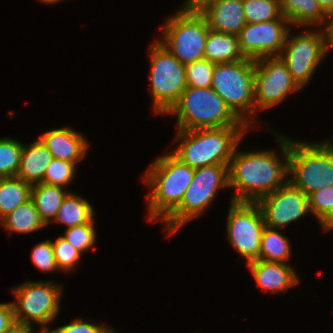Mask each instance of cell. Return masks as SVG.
Masks as SVG:
<instances>
[{"label":"cell","instance_id":"b9f144b4","mask_svg":"<svg viewBox=\"0 0 333 333\" xmlns=\"http://www.w3.org/2000/svg\"><path fill=\"white\" fill-rule=\"evenodd\" d=\"M41 2H44V3H47V4H49L50 3V5L51 4H56V3H58V2H60V1H62V0H40Z\"/></svg>","mask_w":333,"mask_h":333},{"label":"cell","instance_id":"d6986e66","mask_svg":"<svg viewBox=\"0 0 333 333\" xmlns=\"http://www.w3.org/2000/svg\"><path fill=\"white\" fill-rule=\"evenodd\" d=\"M52 158L48 148L37 138L30 145H23L16 176L30 185L42 183L45 170Z\"/></svg>","mask_w":333,"mask_h":333},{"label":"cell","instance_id":"7402d4cb","mask_svg":"<svg viewBox=\"0 0 333 333\" xmlns=\"http://www.w3.org/2000/svg\"><path fill=\"white\" fill-rule=\"evenodd\" d=\"M62 188L61 186L48 185L45 183L32 185L31 199L35 204L41 220L46 226L54 221L63 199L69 193Z\"/></svg>","mask_w":333,"mask_h":333},{"label":"cell","instance_id":"4fadbf2b","mask_svg":"<svg viewBox=\"0 0 333 333\" xmlns=\"http://www.w3.org/2000/svg\"><path fill=\"white\" fill-rule=\"evenodd\" d=\"M321 28L293 36H290L291 31H289L279 55L301 88L307 85L325 56Z\"/></svg>","mask_w":333,"mask_h":333},{"label":"cell","instance_id":"ba28073f","mask_svg":"<svg viewBox=\"0 0 333 333\" xmlns=\"http://www.w3.org/2000/svg\"><path fill=\"white\" fill-rule=\"evenodd\" d=\"M158 41L182 64L186 65L205 58V44L209 25L198 10L181 8L168 17Z\"/></svg>","mask_w":333,"mask_h":333},{"label":"cell","instance_id":"9c48e42d","mask_svg":"<svg viewBox=\"0 0 333 333\" xmlns=\"http://www.w3.org/2000/svg\"><path fill=\"white\" fill-rule=\"evenodd\" d=\"M150 46V87L154 113L166 114L188 87L185 65L158 40Z\"/></svg>","mask_w":333,"mask_h":333},{"label":"cell","instance_id":"5b68a950","mask_svg":"<svg viewBox=\"0 0 333 333\" xmlns=\"http://www.w3.org/2000/svg\"><path fill=\"white\" fill-rule=\"evenodd\" d=\"M296 142L289 138V173L288 181L300 189L306 196L333 186V143Z\"/></svg>","mask_w":333,"mask_h":333},{"label":"cell","instance_id":"d4e9b609","mask_svg":"<svg viewBox=\"0 0 333 333\" xmlns=\"http://www.w3.org/2000/svg\"><path fill=\"white\" fill-rule=\"evenodd\" d=\"M0 225L7 231L22 234L38 231L46 225L41 220L32 199L19 205L15 210L6 215Z\"/></svg>","mask_w":333,"mask_h":333},{"label":"cell","instance_id":"52a82bcc","mask_svg":"<svg viewBox=\"0 0 333 333\" xmlns=\"http://www.w3.org/2000/svg\"><path fill=\"white\" fill-rule=\"evenodd\" d=\"M229 165H209L195 168L192 182L180 205L164 220L168 234H174L186 222L199 217L214 201L217 191L229 187Z\"/></svg>","mask_w":333,"mask_h":333},{"label":"cell","instance_id":"8d00e7d4","mask_svg":"<svg viewBox=\"0 0 333 333\" xmlns=\"http://www.w3.org/2000/svg\"><path fill=\"white\" fill-rule=\"evenodd\" d=\"M325 21L322 24L325 27L323 26L321 31L323 34L324 54L326 55L327 51H329L328 48H333V14H329Z\"/></svg>","mask_w":333,"mask_h":333},{"label":"cell","instance_id":"d6a6232c","mask_svg":"<svg viewBox=\"0 0 333 333\" xmlns=\"http://www.w3.org/2000/svg\"><path fill=\"white\" fill-rule=\"evenodd\" d=\"M308 202L310 212L317 217L320 224L333 210V186L311 193Z\"/></svg>","mask_w":333,"mask_h":333},{"label":"cell","instance_id":"7c38bea8","mask_svg":"<svg viewBox=\"0 0 333 333\" xmlns=\"http://www.w3.org/2000/svg\"><path fill=\"white\" fill-rule=\"evenodd\" d=\"M254 69L255 114L257 110L280 104L288 94L302 89L279 56L255 59Z\"/></svg>","mask_w":333,"mask_h":333},{"label":"cell","instance_id":"7bdbcfd3","mask_svg":"<svg viewBox=\"0 0 333 333\" xmlns=\"http://www.w3.org/2000/svg\"><path fill=\"white\" fill-rule=\"evenodd\" d=\"M36 333H50V331H41V330H38Z\"/></svg>","mask_w":333,"mask_h":333},{"label":"cell","instance_id":"30bf717a","mask_svg":"<svg viewBox=\"0 0 333 333\" xmlns=\"http://www.w3.org/2000/svg\"><path fill=\"white\" fill-rule=\"evenodd\" d=\"M62 286L53 281H27L12 288L16 298L11 302L16 323L33 327L32 323L36 322L41 331H49L47 326L60 312Z\"/></svg>","mask_w":333,"mask_h":333},{"label":"cell","instance_id":"8fae6325","mask_svg":"<svg viewBox=\"0 0 333 333\" xmlns=\"http://www.w3.org/2000/svg\"><path fill=\"white\" fill-rule=\"evenodd\" d=\"M227 216L226 233L232 247L246 260V264L258 260L266 227L258 204L231 200Z\"/></svg>","mask_w":333,"mask_h":333},{"label":"cell","instance_id":"ee69618b","mask_svg":"<svg viewBox=\"0 0 333 333\" xmlns=\"http://www.w3.org/2000/svg\"><path fill=\"white\" fill-rule=\"evenodd\" d=\"M108 333H115L114 328H111Z\"/></svg>","mask_w":333,"mask_h":333},{"label":"cell","instance_id":"6da1fadb","mask_svg":"<svg viewBox=\"0 0 333 333\" xmlns=\"http://www.w3.org/2000/svg\"><path fill=\"white\" fill-rule=\"evenodd\" d=\"M275 136L281 143V158L284 160L274 150L239 152L236 148L234 151L228 166L229 188L236 191L232 201L257 202L288 182L289 138Z\"/></svg>","mask_w":333,"mask_h":333},{"label":"cell","instance_id":"4dcf8cb0","mask_svg":"<svg viewBox=\"0 0 333 333\" xmlns=\"http://www.w3.org/2000/svg\"><path fill=\"white\" fill-rule=\"evenodd\" d=\"M64 234L62 237L83 254L95 245L97 234L94 219L88 223L67 228Z\"/></svg>","mask_w":333,"mask_h":333},{"label":"cell","instance_id":"836d02e7","mask_svg":"<svg viewBox=\"0 0 333 333\" xmlns=\"http://www.w3.org/2000/svg\"><path fill=\"white\" fill-rule=\"evenodd\" d=\"M31 258L35 267L43 272H53L59 270L57 267L54 249L51 240L39 242L31 251Z\"/></svg>","mask_w":333,"mask_h":333},{"label":"cell","instance_id":"d590c367","mask_svg":"<svg viewBox=\"0 0 333 333\" xmlns=\"http://www.w3.org/2000/svg\"><path fill=\"white\" fill-rule=\"evenodd\" d=\"M16 324L12 303H0V333H5Z\"/></svg>","mask_w":333,"mask_h":333},{"label":"cell","instance_id":"603a6c76","mask_svg":"<svg viewBox=\"0 0 333 333\" xmlns=\"http://www.w3.org/2000/svg\"><path fill=\"white\" fill-rule=\"evenodd\" d=\"M93 219L94 210L89 201L76 193L69 192L63 199L54 222L65 224L67 228H70L88 223Z\"/></svg>","mask_w":333,"mask_h":333},{"label":"cell","instance_id":"3957f363","mask_svg":"<svg viewBox=\"0 0 333 333\" xmlns=\"http://www.w3.org/2000/svg\"><path fill=\"white\" fill-rule=\"evenodd\" d=\"M194 171L171 152L157 157L151 163L143 178L150 187L146 199L150 222L164 221L180 205Z\"/></svg>","mask_w":333,"mask_h":333},{"label":"cell","instance_id":"f546056e","mask_svg":"<svg viewBox=\"0 0 333 333\" xmlns=\"http://www.w3.org/2000/svg\"><path fill=\"white\" fill-rule=\"evenodd\" d=\"M215 63L201 59L185 65L187 86L211 88Z\"/></svg>","mask_w":333,"mask_h":333},{"label":"cell","instance_id":"e575fe53","mask_svg":"<svg viewBox=\"0 0 333 333\" xmlns=\"http://www.w3.org/2000/svg\"><path fill=\"white\" fill-rule=\"evenodd\" d=\"M111 327L96 325L83 319H75L71 324L63 325L57 329L49 330L50 333H108Z\"/></svg>","mask_w":333,"mask_h":333},{"label":"cell","instance_id":"8992f818","mask_svg":"<svg viewBox=\"0 0 333 333\" xmlns=\"http://www.w3.org/2000/svg\"><path fill=\"white\" fill-rule=\"evenodd\" d=\"M254 72V59L250 58L215 63L211 84V88L247 126L251 122L249 116H255Z\"/></svg>","mask_w":333,"mask_h":333},{"label":"cell","instance_id":"e0dca14e","mask_svg":"<svg viewBox=\"0 0 333 333\" xmlns=\"http://www.w3.org/2000/svg\"><path fill=\"white\" fill-rule=\"evenodd\" d=\"M38 138L48 148L53 158L77 165L87 154L86 138L69 127L52 129Z\"/></svg>","mask_w":333,"mask_h":333},{"label":"cell","instance_id":"44dd1931","mask_svg":"<svg viewBox=\"0 0 333 333\" xmlns=\"http://www.w3.org/2000/svg\"><path fill=\"white\" fill-rule=\"evenodd\" d=\"M205 59L214 63L245 59L239 49L238 36L209 30L205 44Z\"/></svg>","mask_w":333,"mask_h":333},{"label":"cell","instance_id":"484cf974","mask_svg":"<svg viewBox=\"0 0 333 333\" xmlns=\"http://www.w3.org/2000/svg\"><path fill=\"white\" fill-rule=\"evenodd\" d=\"M290 249L288 238L278 229L265 227L261 237L259 259L288 264L287 260L291 256Z\"/></svg>","mask_w":333,"mask_h":333},{"label":"cell","instance_id":"277c9868","mask_svg":"<svg viewBox=\"0 0 333 333\" xmlns=\"http://www.w3.org/2000/svg\"><path fill=\"white\" fill-rule=\"evenodd\" d=\"M167 114L177 116V130L247 126L212 88L188 86Z\"/></svg>","mask_w":333,"mask_h":333},{"label":"cell","instance_id":"7a4b0ae2","mask_svg":"<svg viewBox=\"0 0 333 333\" xmlns=\"http://www.w3.org/2000/svg\"><path fill=\"white\" fill-rule=\"evenodd\" d=\"M250 126H229L196 130H177L179 142L171 153L192 168L229 165L234 151Z\"/></svg>","mask_w":333,"mask_h":333},{"label":"cell","instance_id":"5bb4252c","mask_svg":"<svg viewBox=\"0 0 333 333\" xmlns=\"http://www.w3.org/2000/svg\"><path fill=\"white\" fill-rule=\"evenodd\" d=\"M290 30V23L283 16L268 22L247 23L237 35L240 52L254 60L279 56Z\"/></svg>","mask_w":333,"mask_h":333},{"label":"cell","instance_id":"83f0119b","mask_svg":"<svg viewBox=\"0 0 333 333\" xmlns=\"http://www.w3.org/2000/svg\"><path fill=\"white\" fill-rule=\"evenodd\" d=\"M23 144L13 138H0V178L16 176Z\"/></svg>","mask_w":333,"mask_h":333},{"label":"cell","instance_id":"f1b7e54d","mask_svg":"<svg viewBox=\"0 0 333 333\" xmlns=\"http://www.w3.org/2000/svg\"><path fill=\"white\" fill-rule=\"evenodd\" d=\"M76 166L74 163L52 158L45 170L42 183L65 188L75 177Z\"/></svg>","mask_w":333,"mask_h":333},{"label":"cell","instance_id":"cb8c5ba5","mask_svg":"<svg viewBox=\"0 0 333 333\" xmlns=\"http://www.w3.org/2000/svg\"><path fill=\"white\" fill-rule=\"evenodd\" d=\"M32 185L17 176L0 178V221L31 199Z\"/></svg>","mask_w":333,"mask_h":333},{"label":"cell","instance_id":"2e32d148","mask_svg":"<svg viewBox=\"0 0 333 333\" xmlns=\"http://www.w3.org/2000/svg\"><path fill=\"white\" fill-rule=\"evenodd\" d=\"M198 11L213 31L238 35L247 24L242 0H212Z\"/></svg>","mask_w":333,"mask_h":333},{"label":"cell","instance_id":"f35d334b","mask_svg":"<svg viewBox=\"0 0 333 333\" xmlns=\"http://www.w3.org/2000/svg\"><path fill=\"white\" fill-rule=\"evenodd\" d=\"M185 5L183 8L190 10H199L203 5L212 1V0H185Z\"/></svg>","mask_w":333,"mask_h":333},{"label":"cell","instance_id":"9a60e30c","mask_svg":"<svg viewBox=\"0 0 333 333\" xmlns=\"http://www.w3.org/2000/svg\"><path fill=\"white\" fill-rule=\"evenodd\" d=\"M256 203L265 225L275 229L284 228L310 212L308 196L289 181Z\"/></svg>","mask_w":333,"mask_h":333},{"label":"cell","instance_id":"ffe728a7","mask_svg":"<svg viewBox=\"0 0 333 333\" xmlns=\"http://www.w3.org/2000/svg\"><path fill=\"white\" fill-rule=\"evenodd\" d=\"M282 16L291 26H322L328 14L322 9L317 0H280Z\"/></svg>","mask_w":333,"mask_h":333},{"label":"cell","instance_id":"1f68e13d","mask_svg":"<svg viewBox=\"0 0 333 333\" xmlns=\"http://www.w3.org/2000/svg\"><path fill=\"white\" fill-rule=\"evenodd\" d=\"M54 249V256L57 267L62 272L68 273L79 263L81 252L74 248L62 236H59L55 242H52Z\"/></svg>","mask_w":333,"mask_h":333},{"label":"cell","instance_id":"60d3db41","mask_svg":"<svg viewBox=\"0 0 333 333\" xmlns=\"http://www.w3.org/2000/svg\"><path fill=\"white\" fill-rule=\"evenodd\" d=\"M322 9L329 15L333 14V0H317Z\"/></svg>","mask_w":333,"mask_h":333},{"label":"cell","instance_id":"ab89813d","mask_svg":"<svg viewBox=\"0 0 333 333\" xmlns=\"http://www.w3.org/2000/svg\"><path fill=\"white\" fill-rule=\"evenodd\" d=\"M324 231L333 230V210L330 214L320 223Z\"/></svg>","mask_w":333,"mask_h":333},{"label":"cell","instance_id":"4316f807","mask_svg":"<svg viewBox=\"0 0 333 333\" xmlns=\"http://www.w3.org/2000/svg\"><path fill=\"white\" fill-rule=\"evenodd\" d=\"M247 23H262L282 16L280 0H242Z\"/></svg>","mask_w":333,"mask_h":333},{"label":"cell","instance_id":"74e56055","mask_svg":"<svg viewBox=\"0 0 333 333\" xmlns=\"http://www.w3.org/2000/svg\"><path fill=\"white\" fill-rule=\"evenodd\" d=\"M33 328L34 327H29L23 324L16 323L5 333H35L36 331H34Z\"/></svg>","mask_w":333,"mask_h":333},{"label":"cell","instance_id":"ac0fdd59","mask_svg":"<svg viewBox=\"0 0 333 333\" xmlns=\"http://www.w3.org/2000/svg\"><path fill=\"white\" fill-rule=\"evenodd\" d=\"M246 267L251 271L258 287L265 292H286L300 282L290 264L258 259L247 263Z\"/></svg>","mask_w":333,"mask_h":333}]
</instances>
